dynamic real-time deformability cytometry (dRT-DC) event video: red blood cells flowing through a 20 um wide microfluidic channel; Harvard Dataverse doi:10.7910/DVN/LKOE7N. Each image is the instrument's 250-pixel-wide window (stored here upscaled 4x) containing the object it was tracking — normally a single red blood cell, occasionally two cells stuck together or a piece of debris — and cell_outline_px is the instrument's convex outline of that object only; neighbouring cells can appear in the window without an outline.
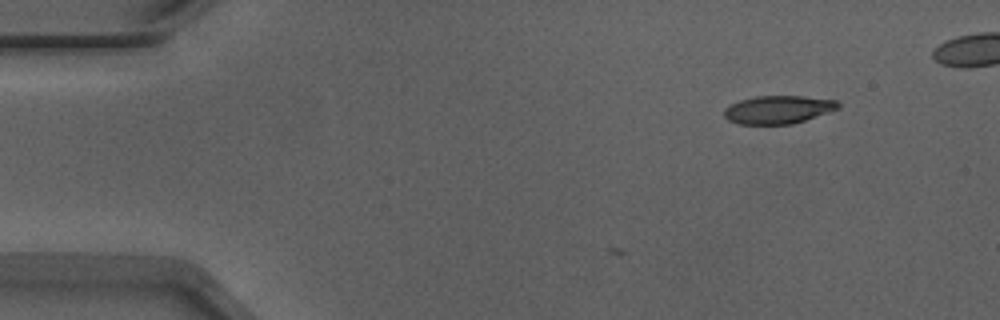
{"species": "Egyptian fruit bat (a non-hibernating species)", "species_latin": "Rousettus aegyptiacus", "temperature_condition": "warm", "stored_images_in_passage": 7, "camera_frame_rate_fps": 3000, "um_per_image_px": 0.085, "animal": {"sex": "male"}, "frame": {"image": 1, "passage_image": 7, "time_ms": 2.0, "image_size_px": [1000, 320], "cell_outline_px": [[840, 108], [792, 124], [736, 124], [728, 120], [724, 116], [724, 108], [740, 100], [756, 96], [804, 96], [836, 100], [840, 104]], "centroid_in_image_um": [66.13, 9.31], "position_along_channel_um": 18.9, "area_um2": 18.61}}